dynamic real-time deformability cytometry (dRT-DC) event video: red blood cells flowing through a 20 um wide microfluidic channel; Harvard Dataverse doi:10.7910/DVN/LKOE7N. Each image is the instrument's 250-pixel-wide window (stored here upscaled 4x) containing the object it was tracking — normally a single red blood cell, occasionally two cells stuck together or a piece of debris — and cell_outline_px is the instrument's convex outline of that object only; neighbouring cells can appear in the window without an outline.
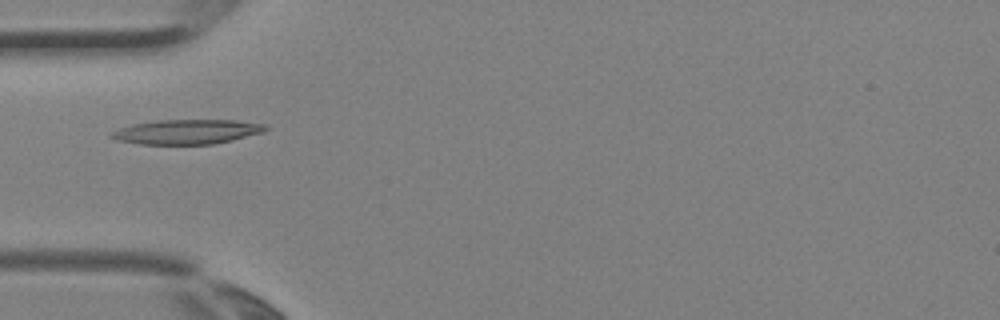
{"species": "Egyptian fruit bat (a non-hibernating species)", "species_latin": "Rousettus aegyptiacus", "temperature_condition": "room temperature", "stored_images_in_passage": 2, "camera_frame_rate_fps": 3000, "um_per_image_px": 0.085, "animal": {"sex": "female"}, "frame": {"image": 1, "passage_image": 2, "time_ms": 0.333, "image_size_px": [1000, 320], "cell_outline_px": [[268, 128], [264, 132], [232, 140], [212, 144], [140, 144], [116, 140], [108, 136], [108, 132], [132, 124], [156, 120], [236, 120], [264, 124]], "centroid_in_image_um": [15.84, 11.2], "position_along_channel_um": 69.2, "area_um2": 22.2}}